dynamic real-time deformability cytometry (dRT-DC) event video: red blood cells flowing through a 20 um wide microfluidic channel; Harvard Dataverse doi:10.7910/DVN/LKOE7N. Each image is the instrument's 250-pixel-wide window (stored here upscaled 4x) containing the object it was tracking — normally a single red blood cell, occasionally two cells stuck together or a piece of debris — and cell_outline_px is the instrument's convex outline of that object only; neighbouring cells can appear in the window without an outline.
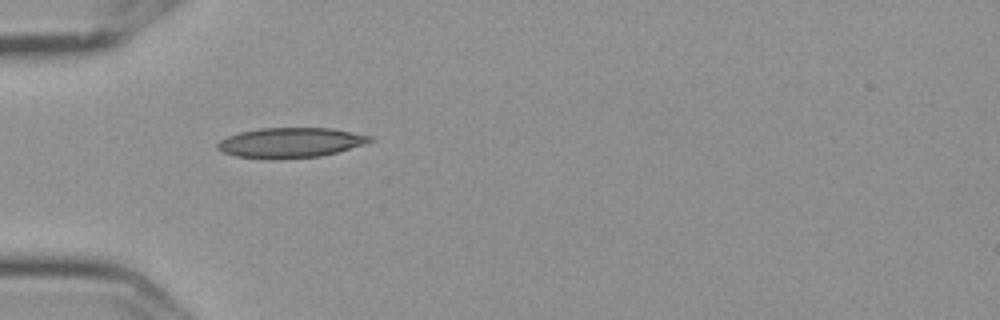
{"species": "Egyptian fruit bat (a non-hibernating species)", "species_latin": "Rousettus aegyptiacus", "temperature_condition": "cold", "stored_images_in_passage": 2, "camera_frame_rate_fps": 3000, "um_per_image_px": 0.085, "frame": {"image": 1, "passage_image": 1, "time_ms": 0.0, "image_size_px": [1000, 320], "cell_outline_px": [[376, 140], [364, 144], [336, 152], [320, 156], [236, 156], [224, 152], [216, 148], [216, 144], [220, 140], [228, 136], [240, 132], [260, 128], [332, 128], [372, 136]], "centroid_in_image_um": [24.74, 12.07], "position_along_channel_um": 60.3, "area_um2": 25.55}}
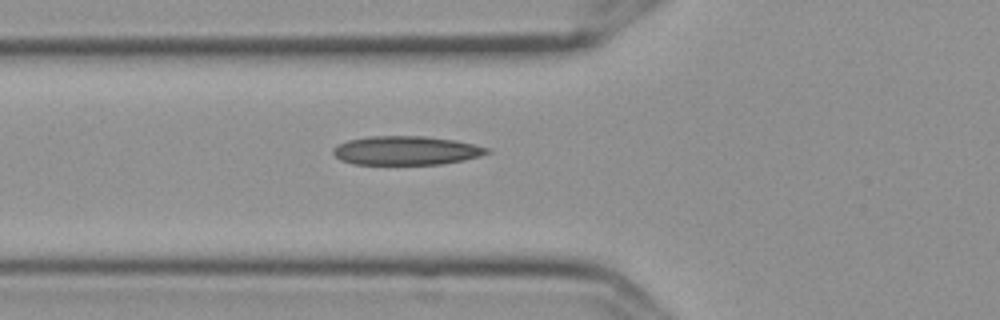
{"frame": {"image": 2, "passage_image": 2, "time_ms": 0.333, "image_size_px": [1000, 320], "cell_outline_px": [[492, 152], [480, 156], [464, 160], [440, 164], [352, 164], [340, 160], [332, 152], [332, 148], [336, 144], [348, 140], [368, 136], [424, 136], [456, 140], [492, 148]], "centroid_in_image_um": [34.53, 12.79], "position_along_channel_um": 91.3, "area_um2": 26.18}}